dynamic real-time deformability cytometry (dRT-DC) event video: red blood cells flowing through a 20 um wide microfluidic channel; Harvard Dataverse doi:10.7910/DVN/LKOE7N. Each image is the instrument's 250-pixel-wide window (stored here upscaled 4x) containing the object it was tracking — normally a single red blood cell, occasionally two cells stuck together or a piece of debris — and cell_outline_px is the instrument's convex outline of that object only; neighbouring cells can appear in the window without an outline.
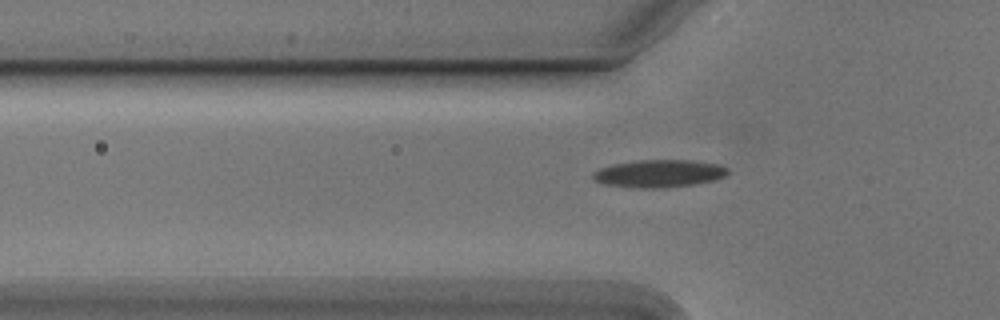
{"species": "Egyptian fruit bat (a non-hibernating species)", "species_latin": "Rousettus aegyptiacus", "temperature_condition": "cold", "stored_images_in_passage": 35, "camera_frame_rate_fps": 3000, "um_per_image_px": 0.085, "animal": {"sex": "male"}, "frame": {"image": 1, "passage_image": 2, "time_ms": 0.333, "image_size_px": [1000, 320], "cell_outline_px": [[728, 172], [724, 176], [712, 180], [692, 184], [660, 188], [632, 188], [608, 184], [596, 180], [592, 176], [592, 172], [600, 168], [612, 164], [640, 160], [688, 160], [720, 164], [728, 168]], "centroid_in_image_um": [56.01, 14.74], "position_along_channel_um": 69.8, "area_um2": 21.44}}
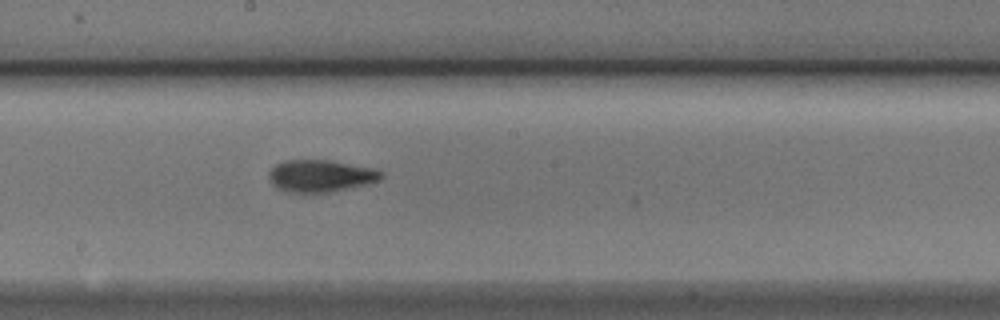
{"frame": {"image": 2, "passage_image": 14, "time_ms": 4.333, "image_size_px": [1000, 320], "cell_outline_px": [[384, 176], [380, 180], [332, 192], [312, 196], [308, 196], [288, 192], [276, 188], [272, 184], [268, 176], [268, 172], [276, 164], [284, 160], [328, 160], [372, 168], [384, 172]], "centroid_in_image_um": [27.2, 14.99], "position_along_channel_um": 221.0, "area_um2": 21.62}}
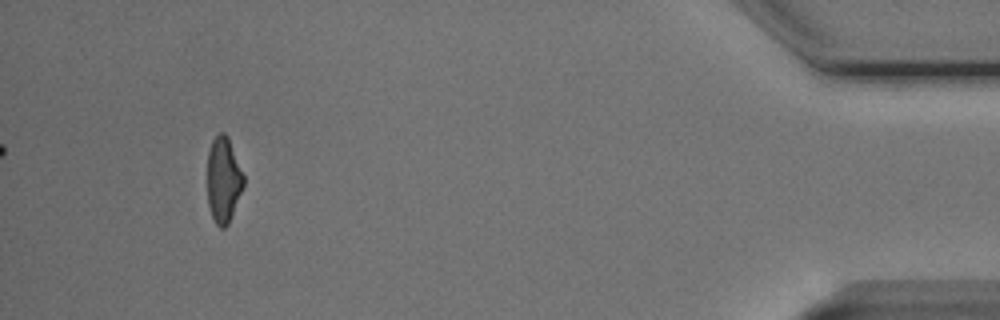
{"frame": {"image": 3, "passage_image": 35, "time_ms": 11.333, "image_size_px": [1000, 320], "cell_outline_px": [[244, 184], [228, 224], [224, 228], [220, 228], [216, 224], [212, 216], [208, 204], [208, 152], [212, 140], [220, 132], [224, 132], [228, 136], [244, 176]], "centroid_in_image_um": [18.99, 15.27], "position_along_channel_um": 416.2, "area_um2": 17.86}}